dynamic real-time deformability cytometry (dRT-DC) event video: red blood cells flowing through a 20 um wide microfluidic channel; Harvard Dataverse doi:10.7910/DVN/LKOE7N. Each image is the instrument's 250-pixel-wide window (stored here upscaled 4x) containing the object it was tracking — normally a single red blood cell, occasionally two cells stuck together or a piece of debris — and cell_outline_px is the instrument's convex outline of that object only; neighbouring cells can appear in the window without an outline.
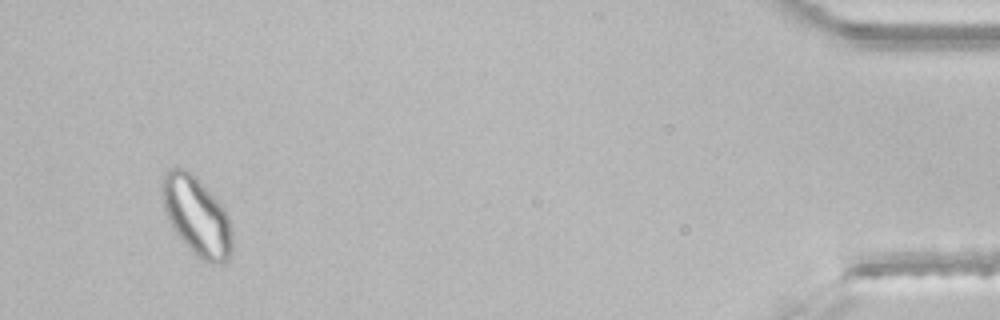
{"species": "common noctule bat (a hibernating species)", "species_latin": "Nyctalus noctula", "temperature_condition": "room temperature", "stored_images_in_passage": 46, "segment_of_instrument_passage": [2, 2], "camera_frame_rate_fps": 3000, "um_per_image_px": 0.085, "animal": {"sex": "male", "body_mass_g": 21.5, "forearm_length_mm": 52.0}, "frame": {"image": 1, "passage_image": 44, "time_ms": 14.333, "image_size_px": [1000, 320], "cell_outline_px": [[232, 252], [228, 260], [224, 264], [216, 264], [204, 260], [196, 256], [188, 248], [172, 228], [168, 220], [164, 208], [160, 188], [160, 184], [164, 176], [172, 168], [188, 168], [196, 176], [224, 208], [228, 216], [232, 232]], "centroid_in_image_um": [16.72, 18.37], "position_along_channel_um": 418.5, "area_um2": 32.37}}